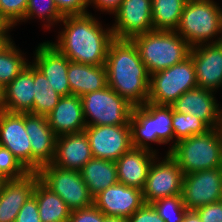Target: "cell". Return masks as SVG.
<instances>
[{"instance_id": "cell-1", "label": "cell", "mask_w": 222, "mask_h": 222, "mask_svg": "<svg viewBox=\"0 0 222 222\" xmlns=\"http://www.w3.org/2000/svg\"><path fill=\"white\" fill-rule=\"evenodd\" d=\"M92 14L63 16L65 26L57 42H51L70 61L88 65L105 64L108 49L115 39L112 29H103Z\"/></svg>"}, {"instance_id": "cell-2", "label": "cell", "mask_w": 222, "mask_h": 222, "mask_svg": "<svg viewBox=\"0 0 222 222\" xmlns=\"http://www.w3.org/2000/svg\"><path fill=\"white\" fill-rule=\"evenodd\" d=\"M107 83L131 105L148 101L150 74L130 39H114L105 61Z\"/></svg>"}, {"instance_id": "cell-3", "label": "cell", "mask_w": 222, "mask_h": 222, "mask_svg": "<svg viewBox=\"0 0 222 222\" xmlns=\"http://www.w3.org/2000/svg\"><path fill=\"white\" fill-rule=\"evenodd\" d=\"M131 40L150 75L183 62L191 50L176 31L152 30Z\"/></svg>"}, {"instance_id": "cell-4", "label": "cell", "mask_w": 222, "mask_h": 222, "mask_svg": "<svg viewBox=\"0 0 222 222\" xmlns=\"http://www.w3.org/2000/svg\"><path fill=\"white\" fill-rule=\"evenodd\" d=\"M169 154L184 175L222 167V127L177 142Z\"/></svg>"}, {"instance_id": "cell-5", "label": "cell", "mask_w": 222, "mask_h": 222, "mask_svg": "<svg viewBox=\"0 0 222 222\" xmlns=\"http://www.w3.org/2000/svg\"><path fill=\"white\" fill-rule=\"evenodd\" d=\"M218 5L213 0H188L175 31L191 47L221 42L222 8ZM217 34L221 37L211 41Z\"/></svg>"}, {"instance_id": "cell-6", "label": "cell", "mask_w": 222, "mask_h": 222, "mask_svg": "<svg viewBox=\"0 0 222 222\" xmlns=\"http://www.w3.org/2000/svg\"><path fill=\"white\" fill-rule=\"evenodd\" d=\"M129 123L132 145L135 148L151 150L149 141L160 145L173 142L172 106L156 105L150 102L135 106Z\"/></svg>"}, {"instance_id": "cell-7", "label": "cell", "mask_w": 222, "mask_h": 222, "mask_svg": "<svg viewBox=\"0 0 222 222\" xmlns=\"http://www.w3.org/2000/svg\"><path fill=\"white\" fill-rule=\"evenodd\" d=\"M196 87L195 65L189 56L179 64L150 75L147 102L171 106L183 93Z\"/></svg>"}, {"instance_id": "cell-8", "label": "cell", "mask_w": 222, "mask_h": 222, "mask_svg": "<svg viewBox=\"0 0 222 222\" xmlns=\"http://www.w3.org/2000/svg\"><path fill=\"white\" fill-rule=\"evenodd\" d=\"M80 98L86 126L130 124L134 106L109 86Z\"/></svg>"}, {"instance_id": "cell-9", "label": "cell", "mask_w": 222, "mask_h": 222, "mask_svg": "<svg viewBox=\"0 0 222 222\" xmlns=\"http://www.w3.org/2000/svg\"><path fill=\"white\" fill-rule=\"evenodd\" d=\"M39 180L59 195L71 211L93 205V196L79 171L62 169L52 163L40 167Z\"/></svg>"}, {"instance_id": "cell-10", "label": "cell", "mask_w": 222, "mask_h": 222, "mask_svg": "<svg viewBox=\"0 0 222 222\" xmlns=\"http://www.w3.org/2000/svg\"><path fill=\"white\" fill-rule=\"evenodd\" d=\"M156 160L157 157L150 166L142 189L145 204L182 194L184 173L176 160L170 154H166L162 161Z\"/></svg>"}, {"instance_id": "cell-11", "label": "cell", "mask_w": 222, "mask_h": 222, "mask_svg": "<svg viewBox=\"0 0 222 222\" xmlns=\"http://www.w3.org/2000/svg\"><path fill=\"white\" fill-rule=\"evenodd\" d=\"M181 195L187 210L222 200V167L185 174Z\"/></svg>"}, {"instance_id": "cell-12", "label": "cell", "mask_w": 222, "mask_h": 222, "mask_svg": "<svg viewBox=\"0 0 222 222\" xmlns=\"http://www.w3.org/2000/svg\"><path fill=\"white\" fill-rule=\"evenodd\" d=\"M84 131L95 158L117 161L133 147L130 124L86 126Z\"/></svg>"}, {"instance_id": "cell-13", "label": "cell", "mask_w": 222, "mask_h": 222, "mask_svg": "<svg viewBox=\"0 0 222 222\" xmlns=\"http://www.w3.org/2000/svg\"><path fill=\"white\" fill-rule=\"evenodd\" d=\"M111 27L115 39L133 37L154 30L152 21V0H123Z\"/></svg>"}, {"instance_id": "cell-14", "label": "cell", "mask_w": 222, "mask_h": 222, "mask_svg": "<svg viewBox=\"0 0 222 222\" xmlns=\"http://www.w3.org/2000/svg\"><path fill=\"white\" fill-rule=\"evenodd\" d=\"M93 204L106 217L128 219L145 201L141 189L117 183L94 196Z\"/></svg>"}, {"instance_id": "cell-15", "label": "cell", "mask_w": 222, "mask_h": 222, "mask_svg": "<svg viewBox=\"0 0 222 222\" xmlns=\"http://www.w3.org/2000/svg\"><path fill=\"white\" fill-rule=\"evenodd\" d=\"M0 146L7 148L32 172V149L25 130V113H10L0 109Z\"/></svg>"}, {"instance_id": "cell-16", "label": "cell", "mask_w": 222, "mask_h": 222, "mask_svg": "<svg viewBox=\"0 0 222 222\" xmlns=\"http://www.w3.org/2000/svg\"><path fill=\"white\" fill-rule=\"evenodd\" d=\"M25 130L32 149V172L54 160L56 135L49 126L47 116L25 113Z\"/></svg>"}, {"instance_id": "cell-17", "label": "cell", "mask_w": 222, "mask_h": 222, "mask_svg": "<svg viewBox=\"0 0 222 222\" xmlns=\"http://www.w3.org/2000/svg\"><path fill=\"white\" fill-rule=\"evenodd\" d=\"M189 56L195 65L199 88L216 91L222 86V41L191 47Z\"/></svg>"}, {"instance_id": "cell-18", "label": "cell", "mask_w": 222, "mask_h": 222, "mask_svg": "<svg viewBox=\"0 0 222 222\" xmlns=\"http://www.w3.org/2000/svg\"><path fill=\"white\" fill-rule=\"evenodd\" d=\"M35 51L33 65L44 74L49 85L62 97L71 95L67 77L70 60L50 41L39 44Z\"/></svg>"}, {"instance_id": "cell-19", "label": "cell", "mask_w": 222, "mask_h": 222, "mask_svg": "<svg viewBox=\"0 0 222 222\" xmlns=\"http://www.w3.org/2000/svg\"><path fill=\"white\" fill-rule=\"evenodd\" d=\"M213 94L214 91L196 87L183 93L171 106L176 112L195 115L210 128H219L222 110Z\"/></svg>"}, {"instance_id": "cell-20", "label": "cell", "mask_w": 222, "mask_h": 222, "mask_svg": "<svg viewBox=\"0 0 222 222\" xmlns=\"http://www.w3.org/2000/svg\"><path fill=\"white\" fill-rule=\"evenodd\" d=\"M34 103V65L28 64L2 89L1 110L10 113H32Z\"/></svg>"}, {"instance_id": "cell-21", "label": "cell", "mask_w": 222, "mask_h": 222, "mask_svg": "<svg viewBox=\"0 0 222 222\" xmlns=\"http://www.w3.org/2000/svg\"><path fill=\"white\" fill-rule=\"evenodd\" d=\"M92 157L89 138L85 131L56 137L53 165L80 171Z\"/></svg>"}, {"instance_id": "cell-22", "label": "cell", "mask_w": 222, "mask_h": 222, "mask_svg": "<svg viewBox=\"0 0 222 222\" xmlns=\"http://www.w3.org/2000/svg\"><path fill=\"white\" fill-rule=\"evenodd\" d=\"M38 180L37 172H30L22 178L3 182L0 190V222L15 221L24 203L33 195Z\"/></svg>"}, {"instance_id": "cell-23", "label": "cell", "mask_w": 222, "mask_h": 222, "mask_svg": "<svg viewBox=\"0 0 222 222\" xmlns=\"http://www.w3.org/2000/svg\"><path fill=\"white\" fill-rule=\"evenodd\" d=\"M156 153L153 149L135 147L125 152L115 161L118 183L142 190Z\"/></svg>"}, {"instance_id": "cell-24", "label": "cell", "mask_w": 222, "mask_h": 222, "mask_svg": "<svg viewBox=\"0 0 222 222\" xmlns=\"http://www.w3.org/2000/svg\"><path fill=\"white\" fill-rule=\"evenodd\" d=\"M47 120L56 136L83 132L86 123L81 98L74 94L61 97Z\"/></svg>"}, {"instance_id": "cell-25", "label": "cell", "mask_w": 222, "mask_h": 222, "mask_svg": "<svg viewBox=\"0 0 222 222\" xmlns=\"http://www.w3.org/2000/svg\"><path fill=\"white\" fill-rule=\"evenodd\" d=\"M67 77L71 94L79 97L108 86L105 64L88 65L70 61Z\"/></svg>"}, {"instance_id": "cell-26", "label": "cell", "mask_w": 222, "mask_h": 222, "mask_svg": "<svg viewBox=\"0 0 222 222\" xmlns=\"http://www.w3.org/2000/svg\"><path fill=\"white\" fill-rule=\"evenodd\" d=\"M79 172L93 197L118 183L116 164L112 160L92 157Z\"/></svg>"}, {"instance_id": "cell-27", "label": "cell", "mask_w": 222, "mask_h": 222, "mask_svg": "<svg viewBox=\"0 0 222 222\" xmlns=\"http://www.w3.org/2000/svg\"><path fill=\"white\" fill-rule=\"evenodd\" d=\"M33 195L36 197L41 222H68L71 214L68 205L40 180L35 184Z\"/></svg>"}, {"instance_id": "cell-28", "label": "cell", "mask_w": 222, "mask_h": 222, "mask_svg": "<svg viewBox=\"0 0 222 222\" xmlns=\"http://www.w3.org/2000/svg\"><path fill=\"white\" fill-rule=\"evenodd\" d=\"M188 0H152L154 30L175 31Z\"/></svg>"}, {"instance_id": "cell-29", "label": "cell", "mask_w": 222, "mask_h": 222, "mask_svg": "<svg viewBox=\"0 0 222 222\" xmlns=\"http://www.w3.org/2000/svg\"><path fill=\"white\" fill-rule=\"evenodd\" d=\"M62 96L49 85L44 74L34 66L33 114L47 116Z\"/></svg>"}, {"instance_id": "cell-30", "label": "cell", "mask_w": 222, "mask_h": 222, "mask_svg": "<svg viewBox=\"0 0 222 222\" xmlns=\"http://www.w3.org/2000/svg\"><path fill=\"white\" fill-rule=\"evenodd\" d=\"M10 40L0 49V86L9 84L31 62H27L22 52Z\"/></svg>"}, {"instance_id": "cell-31", "label": "cell", "mask_w": 222, "mask_h": 222, "mask_svg": "<svg viewBox=\"0 0 222 222\" xmlns=\"http://www.w3.org/2000/svg\"><path fill=\"white\" fill-rule=\"evenodd\" d=\"M172 128L174 132V140L172 147L166 154L170 153V150L175 144L183 139L189 138L194 135L204 134L211 128L201 119L195 115L184 114L176 112L172 108Z\"/></svg>"}, {"instance_id": "cell-32", "label": "cell", "mask_w": 222, "mask_h": 222, "mask_svg": "<svg viewBox=\"0 0 222 222\" xmlns=\"http://www.w3.org/2000/svg\"><path fill=\"white\" fill-rule=\"evenodd\" d=\"M32 17L43 19L42 21L46 20L45 22L48 24H44V27L47 29L63 19L53 0H29L23 22Z\"/></svg>"}, {"instance_id": "cell-33", "label": "cell", "mask_w": 222, "mask_h": 222, "mask_svg": "<svg viewBox=\"0 0 222 222\" xmlns=\"http://www.w3.org/2000/svg\"><path fill=\"white\" fill-rule=\"evenodd\" d=\"M152 205L165 222H182L188 211L183 203L182 195L162 198L154 201Z\"/></svg>"}, {"instance_id": "cell-34", "label": "cell", "mask_w": 222, "mask_h": 222, "mask_svg": "<svg viewBox=\"0 0 222 222\" xmlns=\"http://www.w3.org/2000/svg\"><path fill=\"white\" fill-rule=\"evenodd\" d=\"M30 173L7 149L0 146V178L4 181L19 179Z\"/></svg>"}, {"instance_id": "cell-35", "label": "cell", "mask_w": 222, "mask_h": 222, "mask_svg": "<svg viewBox=\"0 0 222 222\" xmlns=\"http://www.w3.org/2000/svg\"><path fill=\"white\" fill-rule=\"evenodd\" d=\"M29 0H0V15L10 27L25 18Z\"/></svg>"}, {"instance_id": "cell-36", "label": "cell", "mask_w": 222, "mask_h": 222, "mask_svg": "<svg viewBox=\"0 0 222 222\" xmlns=\"http://www.w3.org/2000/svg\"><path fill=\"white\" fill-rule=\"evenodd\" d=\"M62 16L87 14L88 0H53Z\"/></svg>"}, {"instance_id": "cell-37", "label": "cell", "mask_w": 222, "mask_h": 222, "mask_svg": "<svg viewBox=\"0 0 222 222\" xmlns=\"http://www.w3.org/2000/svg\"><path fill=\"white\" fill-rule=\"evenodd\" d=\"M106 216L93 204L71 211L68 222H104Z\"/></svg>"}, {"instance_id": "cell-38", "label": "cell", "mask_w": 222, "mask_h": 222, "mask_svg": "<svg viewBox=\"0 0 222 222\" xmlns=\"http://www.w3.org/2000/svg\"><path fill=\"white\" fill-rule=\"evenodd\" d=\"M14 222H41L34 195L30 196L24 203Z\"/></svg>"}, {"instance_id": "cell-39", "label": "cell", "mask_w": 222, "mask_h": 222, "mask_svg": "<svg viewBox=\"0 0 222 222\" xmlns=\"http://www.w3.org/2000/svg\"><path fill=\"white\" fill-rule=\"evenodd\" d=\"M202 222H222V200L194 210Z\"/></svg>"}, {"instance_id": "cell-40", "label": "cell", "mask_w": 222, "mask_h": 222, "mask_svg": "<svg viewBox=\"0 0 222 222\" xmlns=\"http://www.w3.org/2000/svg\"><path fill=\"white\" fill-rule=\"evenodd\" d=\"M128 222H165L158 214L152 204H144L135 211L128 219Z\"/></svg>"}, {"instance_id": "cell-41", "label": "cell", "mask_w": 222, "mask_h": 222, "mask_svg": "<svg viewBox=\"0 0 222 222\" xmlns=\"http://www.w3.org/2000/svg\"><path fill=\"white\" fill-rule=\"evenodd\" d=\"M122 1L123 0H88V5H95L94 7L98 8V10L100 9V11H107V13L114 14Z\"/></svg>"}, {"instance_id": "cell-42", "label": "cell", "mask_w": 222, "mask_h": 222, "mask_svg": "<svg viewBox=\"0 0 222 222\" xmlns=\"http://www.w3.org/2000/svg\"><path fill=\"white\" fill-rule=\"evenodd\" d=\"M182 222H202V221L200 220L199 215L194 210H188L185 213Z\"/></svg>"}, {"instance_id": "cell-43", "label": "cell", "mask_w": 222, "mask_h": 222, "mask_svg": "<svg viewBox=\"0 0 222 222\" xmlns=\"http://www.w3.org/2000/svg\"><path fill=\"white\" fill-rule=\"evenodd\" d=\"M10 40L11 37L8 35V31H0V49L5 46Z\"/></svg>"}, {"instance_id": "cell-44", "label": "cell", "mask_w": 222, "mask_h": 222, "mask_svg": "<svg viewBox=\"0 0 222 222\" xmlns=\"http://www.w3.org/2000/svg\"><path fill=\"white\" fill-rule=\"evenodd\" d=\"M11 27L0 15V31H9Z\"/></svg>"}, {"instance_id": "cell-45", "label": "cell", "mask_w": 222, "mask_h": 222, "mask_svg": "<svg viewBox=\"0 0 222 222\" xmlns=\"http://www.w3.org/2000/svg\"><path fill=\"white\" fill-rule=\"evenodd\" d=\"M104 222H128L127 219L115 218V217H106Z\"/></svg>"}, {"instance_id": "cell-46", "label": "cell", "mask_w": 222, "mask_h": 222, "mask_svg": "<svg viewBox=\"0 0 222 222\" xmlns=\"http://www.w3.org/2000/svg\"><path fill=\"white\" fill-rule=\"evenodd\" d=\"M1 103H2V87L0 86V108H1Z\"/></svg>"}, {"instance_id": "cell-47", "label": "cell", "mask_w": 222, "mask_h": 222, "mask_svg": "<svg viewBox=\"0 0 222 222\" xmlns=\"http://www.w3.org/2000/svg\"><path fill=\"white\" fill-rule=\"evenodd\" d=\"M3 182H4V180L0 178V190H1V187L3 185Z\"/></svg>"}]
</instances>
